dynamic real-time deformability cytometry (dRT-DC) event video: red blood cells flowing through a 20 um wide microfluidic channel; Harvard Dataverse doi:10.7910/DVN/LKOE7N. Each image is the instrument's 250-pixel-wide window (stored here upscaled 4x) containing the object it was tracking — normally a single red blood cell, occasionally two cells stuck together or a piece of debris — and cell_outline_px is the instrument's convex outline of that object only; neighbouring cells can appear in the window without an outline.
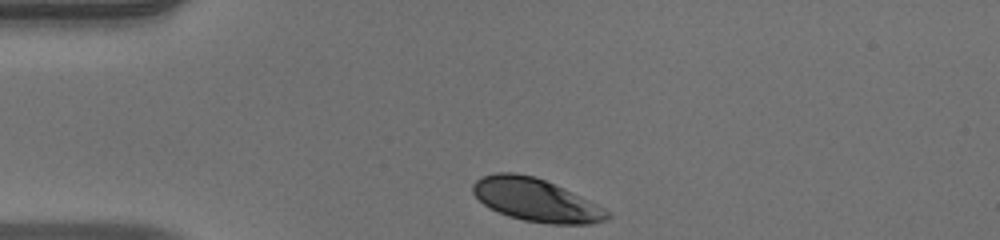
{"species": "human", "species_latin": "Homo sapiens", "temperature_condition": "warm", "stored_images_in_passage": 32, "camera_frame_rate_fps": 3000, "um_per_image_px": 0.085, "donor": {"sex": "male"}, "frame": {"image": 1, "passage_image": 1, "time_ms": 0.0, "image_size_px": [1000, 240], "cell_outline_px": [[612, 216], [608, 220], [592, 224], [548, 224], [524, 220], [508, 216], [488, 208], [472, 192], [472, 184], [480, 176], [496, 172], [512, 172], [536, 176], [564, 188], [604, 208]], "centroid_in_image_um": [45.54, 17.0], "position_along_channel_um": 39.5, "area_um2": 33.76}}
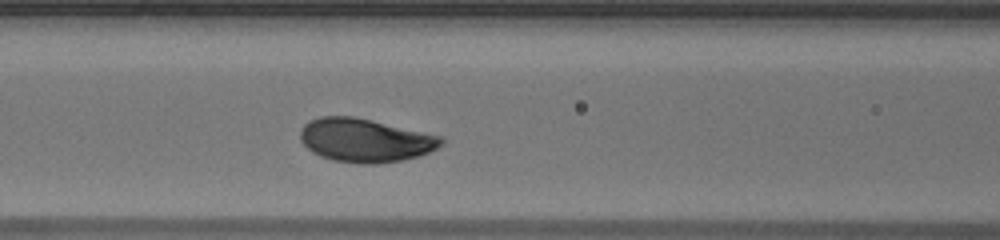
{"frame": {"image": 2, "passage_image": 11, "time_ms": 3.333, "image_size_px": [1000, 240], "cell_outline_px": [[444, 144], [420, 156], [400, 160], [376, 164], [360, 164], [332, 160], [320, 156], [312, 152], [300, 140], [300, 128], [308, 120], [320, 116], [352, 116], [444, 136]], "centroid_in_image_um": [31.03, 11.92], "position_along_channel_um": 135.6, "area_um2": 35.95}}
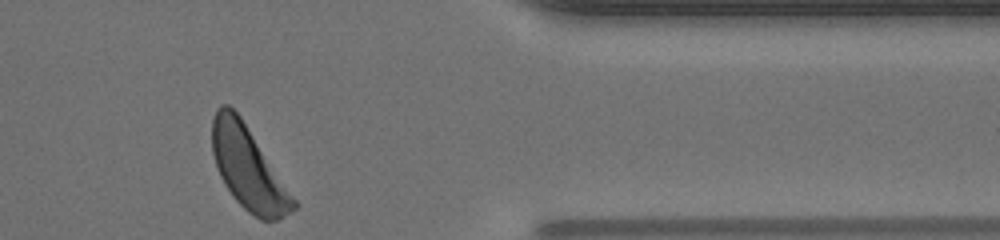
{"frame": {"image": 3, "passage_image": 32, "time_ms": 10.333, "image_size_px": [1000, 240], "cell_outline_px": [[300, 204], [292, 212], [280, 220], [260, 220], [248, 212], [232, 196], [224, 184], [220, 176], [212, 152], [212, 120], [216, 108], [220, 104], [228, 104], [240, 116]], "centroid_in_image_um": [21.13, 14.32], "position_along_channel_um": 390.3, "area_um2": 39.25}, "authors_computed_cell_mechanics": {"area_um2": 35.547, "velocity_mm_per_s": 3.9259, "shape_relaxation_time_tau1_ms": 1.4663, "shape_relaxation_time_tau2_ms": 6.2771, "deformation_change_tau1": 0.1286, "deformation_change_tau2": 0.2357}}